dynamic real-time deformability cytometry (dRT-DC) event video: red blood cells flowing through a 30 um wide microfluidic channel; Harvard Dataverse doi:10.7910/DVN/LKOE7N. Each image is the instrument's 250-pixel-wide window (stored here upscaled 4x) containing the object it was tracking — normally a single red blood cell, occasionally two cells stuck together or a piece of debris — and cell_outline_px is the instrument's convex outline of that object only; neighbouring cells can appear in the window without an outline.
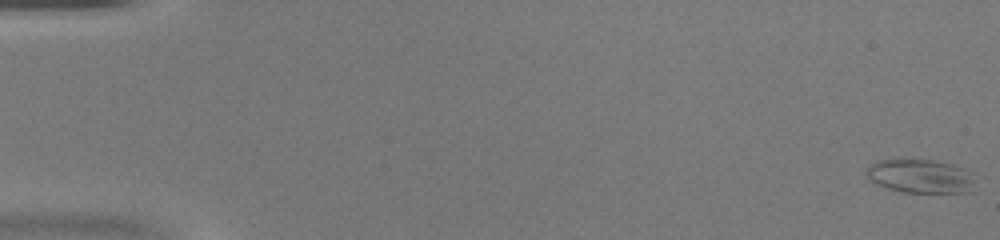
{"species": "common noctule bat (a hibernating species)", "species_latin": "Nyctalus noctula", "temperature_condition": "warm", "stored_images_in_passage": 16, "camera_frame_rate_fps": 3000, "um_per_image_px": 0.085, "animal": {"sex": "female", "body_mass_g": 20.0, "forearm_length_mm": 54.0}, "frame": {"image": 1, "passage_image": 1, "time_ms": 0.0, "image_size_px": [1000, 240], "cell_outline_px": [[976, 192], [904, 192], [888, 188], [876, 184], [868, 176], [868, 168], [876, 160], [900, 156], [912, 156], [952, 164], [964, 168], [972, 172]], "centroid_in_image_um": [78.26, 14.92], "position_along_channel_um": 6.7, "area_um2": 22.25}}
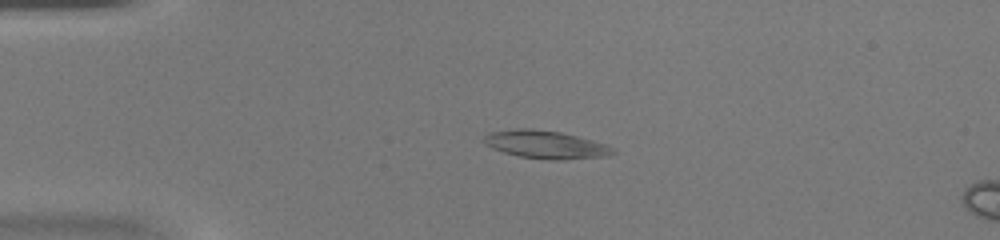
{"frame": {"image": 2, "passage_image": 12, "time_ms": 3.667, "image_size_px": [1000, 240], "cell_outline_px": [[616, 152], [608, 156], [564, 160], [548, 160], [520, 156], [504, 152], [492, 148], [484, 144], [484, 136], [488, 132], [516, 128], [532, 128], [560, 132], [592, 140], [616, 148]], "centroid_in_image_um": [46.38, 12.29], "position_along_channel_um": 38.6, "area_um2": 21.15}}